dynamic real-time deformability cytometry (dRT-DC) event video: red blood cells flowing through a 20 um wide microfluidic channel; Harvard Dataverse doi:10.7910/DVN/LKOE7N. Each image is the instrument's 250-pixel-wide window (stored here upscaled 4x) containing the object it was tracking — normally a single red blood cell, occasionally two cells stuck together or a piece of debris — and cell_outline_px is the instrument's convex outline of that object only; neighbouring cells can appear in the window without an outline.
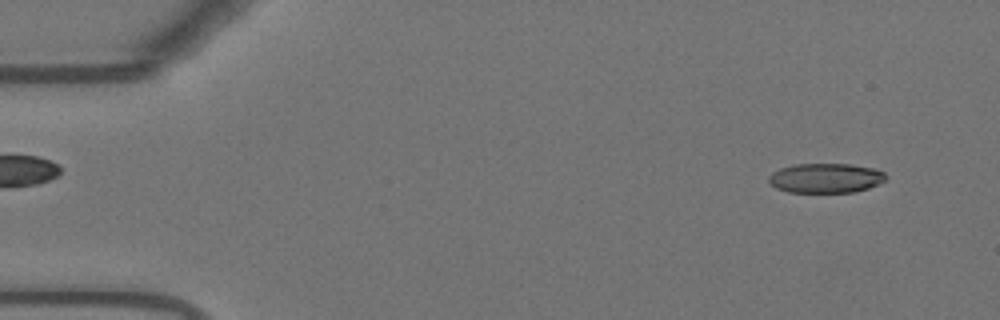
{"species": "Egyptian fruit bat (a non-hibernating species)", "species_latin": "Rousettus aegyptiacus", "temperature_condition": "warm", "stored_images_in_passage": 54, "camera_frame_rate_fps": 3000, "um_per_image_px": 0.085, "animal": {"sex": "female"}, "frame": {"image": 1, "passage_image": 4, "time_ms": 1.0, "image_size_px": [1000, 320], "cell_outline_px": [[888, 176], [884, 180], [868, 188], [852, 192], [788, 192], [776, 188], [768, 180], [768, 176], [772, 172], [780, 168], [796, 164], [852, 164], [872, 168], [884, 172]], "centroid_in_image_um": [70.16, 15.13], "position_along_channel_um": 14.8, "area_um2": 20.11}}
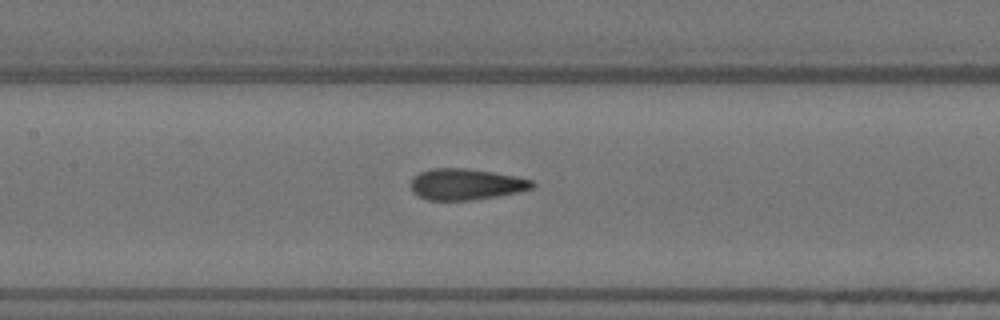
{"frame": {"image": 2, "passage_image": 25, "time_ms": 8.0, "image_size_px": [1000, 320], "cell_outline_px": [[536, 184], [532, 188], [516, 192], [496, 196], [472, 200], [428, 200], [412, 192], [412, 176], [420, 172], [432, 168], [464, 168], [492, 172], [516, 176], [532, 180]], "centroid_in_image_um": [39.59, 15.66], "position_along_channel_um": 167.8, "area_um2": 21.91}}
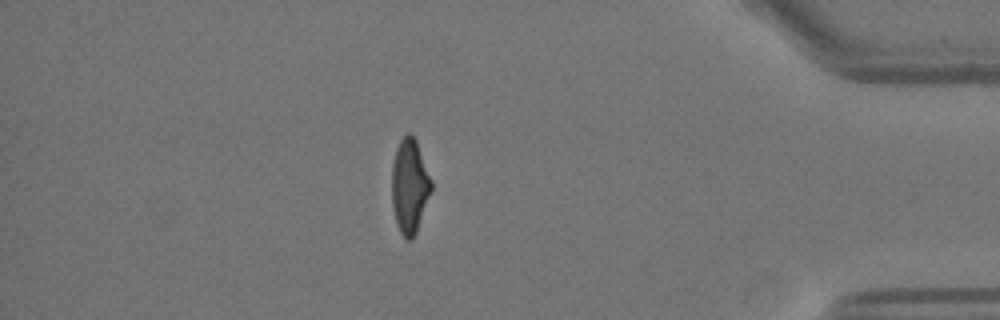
{"frame": {"image": 3, "passage_image": 47, "time_ms": 15.333, "image_size_px": [1000, 320], "cell_outline_px": [[432, 192], [416, 232], [412, 240], [404, 240], [396, 224], [392, 208], [392, 164], [396, 148], [400, 140], [408, 132], [416, 140], [432, 180]], "centroid_in_image_um": [34.82, 15.86], "position_along_channel_um": 400.4, "area_um2": 21.96}, "authors_computed_cell_mechanics": {"area_um2": 22.1085, "velocity_mm_per_s": 3.7129, "shape_relaxation_time_tau1_ms": null, "shape_relaxation_time_tau2_ms": 1.3482, "deformation_change_tau1": null, "deformation_change_tau2": 0.0864}}